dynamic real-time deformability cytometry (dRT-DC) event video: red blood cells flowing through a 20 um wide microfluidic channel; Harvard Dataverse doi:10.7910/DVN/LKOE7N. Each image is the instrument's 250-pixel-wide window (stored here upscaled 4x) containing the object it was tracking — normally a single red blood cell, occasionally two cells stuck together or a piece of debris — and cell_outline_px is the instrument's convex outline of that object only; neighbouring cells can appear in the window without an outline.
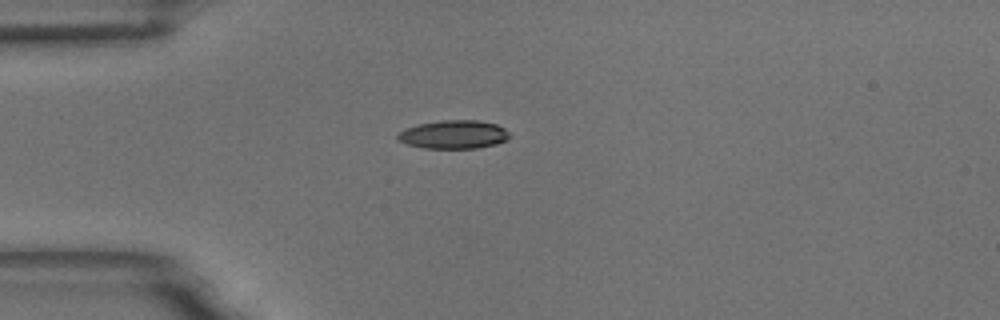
{"species": "common noctule bat (a hibernating species)", "species_latin": "Nyctalus noctula", "temperature_condition": "room temperature", "stored_images_in_passage": 8, "camera_frame_rate_fps": 3000, "um_per_image_px": 0.085, "animal": {"sex": "male", "body_mass_g": 18.8}, "frame": {"image": 1, "passage_image": 1, "time_ms": 0.0, "image_size_px": [1000, 320], "cell_outline_px": [[508, 136], [504, 140], [496, 144], [476, 148], [424, 148], [408, 144], [400, 140], [396, 136], [404, 128], [420, 124], [440, 120], [476, 120], [496, 124], [504, 128], [508, 132]], "centroid_in_image_um": [38.55, 11.42], "position_along_channel_um": 46.5, "area_um2": 18.26}}
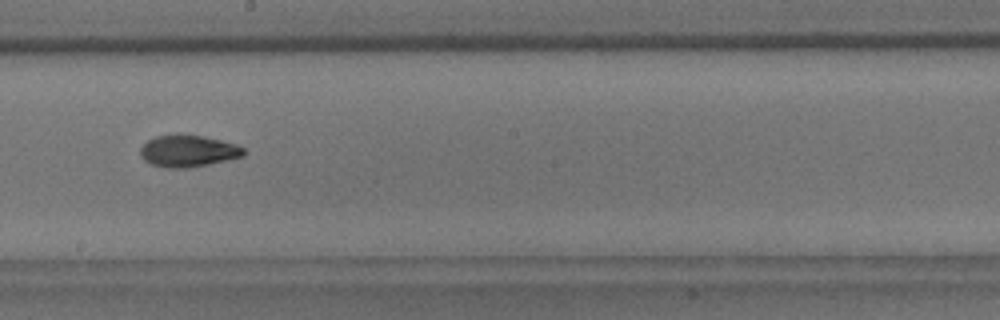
{"frame": {"image": 2, "passage_image": 6, "time_ms": 1.667, "image_size_px": [1000, 320], "cell_outline_px": [[244, 156], [208, 164], [184, 168], [168, 168], [152, 164], [144, 160], [140, 156], [140, 148], [148, 140], [156, 136], [176, 132], [180, 132], [204, 136], [236, 144], [244, 148]], "centroid_in_image_um": [15.96, 12.8], "position_along_channel_um": 232.2, "area_um2": 19.42}}